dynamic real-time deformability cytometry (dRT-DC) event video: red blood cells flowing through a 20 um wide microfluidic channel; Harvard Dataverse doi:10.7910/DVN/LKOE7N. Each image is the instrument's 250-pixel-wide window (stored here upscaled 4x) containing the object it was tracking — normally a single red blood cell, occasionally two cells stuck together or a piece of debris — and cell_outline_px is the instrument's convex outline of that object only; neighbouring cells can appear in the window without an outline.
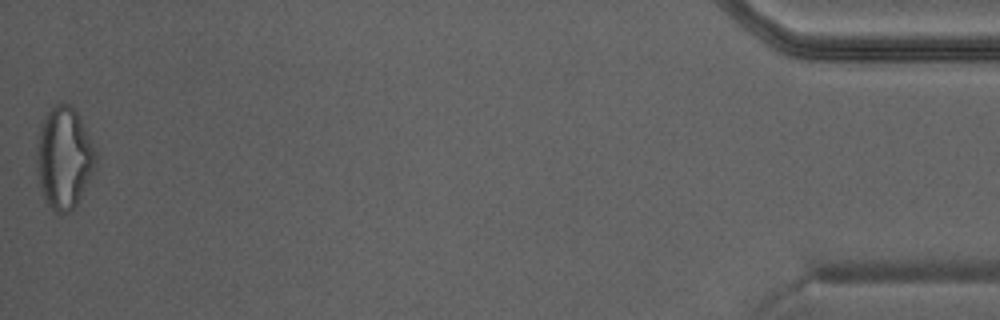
{"species": "Egyptian fruit bat (a non-hibernating species)", "species_latin": "Rousettus aegyptiacus", "temperature_condition": "warm", "stored_images_in_passage": 38, "camera_frame_rate_fps": 3000, "um_per_image_px": 0.085, "animal": {"sex": "male"}, "frame": {"image": 1, "passage_image": 38, "time_ms": 12.333, "image_size_px": [1000, 320], "cell_outline_px": [[96, 160], [80, 196], [76, 204], [68, 212], [60, 216], [48, 204], [44, 196], [40, 184], [40, 124], [48, 112], [56, 104], [64, 100], [76, 112], [96, 152]], "centroid_in_image_um": [5.46, 13.41], "position_along_channel_um": 429.7, "area_um2": 33.0}}